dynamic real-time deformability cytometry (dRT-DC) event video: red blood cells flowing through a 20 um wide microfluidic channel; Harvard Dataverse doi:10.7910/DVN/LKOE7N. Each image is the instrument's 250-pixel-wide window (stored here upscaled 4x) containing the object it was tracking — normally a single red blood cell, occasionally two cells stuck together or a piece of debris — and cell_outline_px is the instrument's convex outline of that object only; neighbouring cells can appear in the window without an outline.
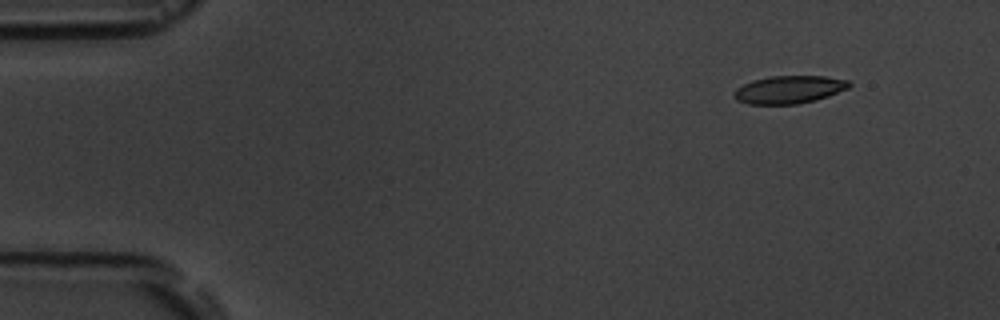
{"species": "common noctule bat (a hibernating species)", "species_latin": "Nyctalus noctula", "temperature_condition": "room temperature", "stored_images_in_passage": 4, "camera_frame_rate_fps": 3000, "um_per_image_px": 0.085, "animal": {"sex": "male", "body_mass_g": 19.5, "forearm_length_mm": 54.6}, "frame": {"image": 1, "passage_image": 2, "time_ms": 1.0, "image_size_px": [1000, 320], "cell_outline_px": [[852, 84], [848, 88], [828, 96], [816, 100], [796, 104], [748, 104], [736, 100], [732, 96], [732, 92], [736, 88], [752, 80], [772, 76], [824, 76], [848, 80]], "centroid_in_image_um": [67.04, 7.61], "position_along_channel_um": 18.0, "area_um2": 18.73}}
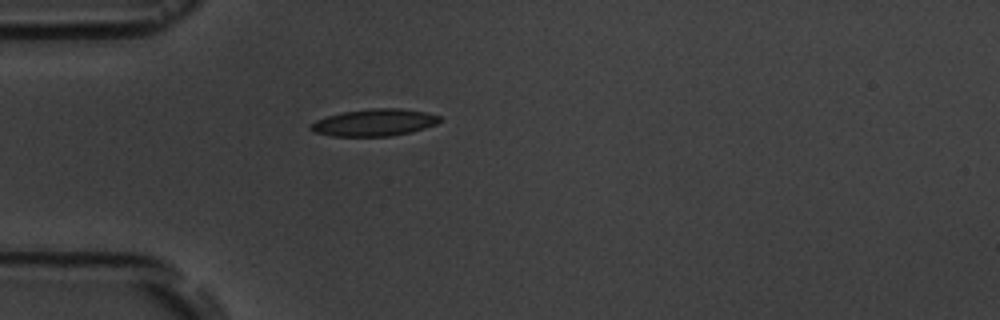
{"frame": {"image": 2, "passage_image": 4, "time_ms": 4.333, "image_size_px": [1000, 320], "cell_outline_px": [[440, 120], [436, 124], [412, 132], [392, 136], [332, 136], [312, 132], [308, 128], [316, 120], [340, 112], [372, 108], [400, 108], [428, 112], [440, 116]], "centroid_in_image_um": [31.81, 10.41], "position_along_channel_um": 53.2, "area_um2": 20.46}}